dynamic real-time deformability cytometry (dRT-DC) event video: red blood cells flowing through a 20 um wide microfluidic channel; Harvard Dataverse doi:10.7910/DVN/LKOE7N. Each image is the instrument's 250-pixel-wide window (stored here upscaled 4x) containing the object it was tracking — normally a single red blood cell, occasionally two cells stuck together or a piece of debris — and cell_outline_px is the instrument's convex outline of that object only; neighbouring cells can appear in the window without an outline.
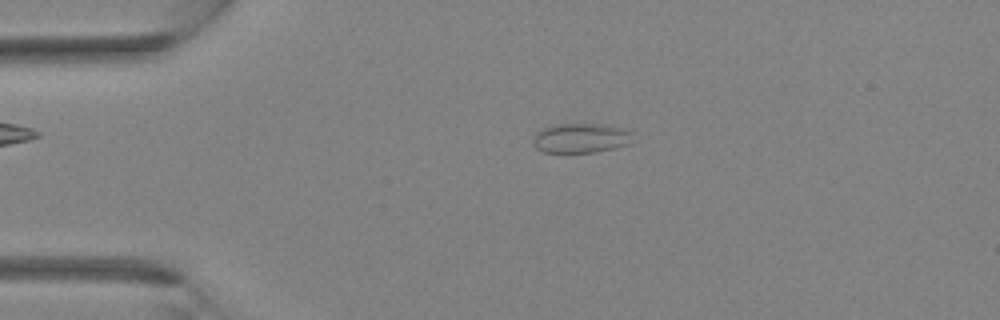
{"species": "Egyptian fruit bat (a non-hibernating species)", "species_latin": "Rousettus aegyptiacus", "temperature_condition": "room temperature", "stored_images_in_passage": 31, "camera_frame_rate_fps": 3000, "um_per_image_px": 0.085, "animal": {"sex": "female"}, "frame": {"image": 1, "passage_image": 2, "time_ms": 0.333, "image_size_px": [1000, 320], "cell_outline_px": [[636, 132], [632, 144], [596, 152], [544, 152], [536, 148], [532, 144], [532, 140], [536, 132], [552, 124], [600, 124], [628, 128]], "centroid_in_image_um": [49.46, 11.73], "position_along_channel_um": 35.5, "area_um2": 17.74}}
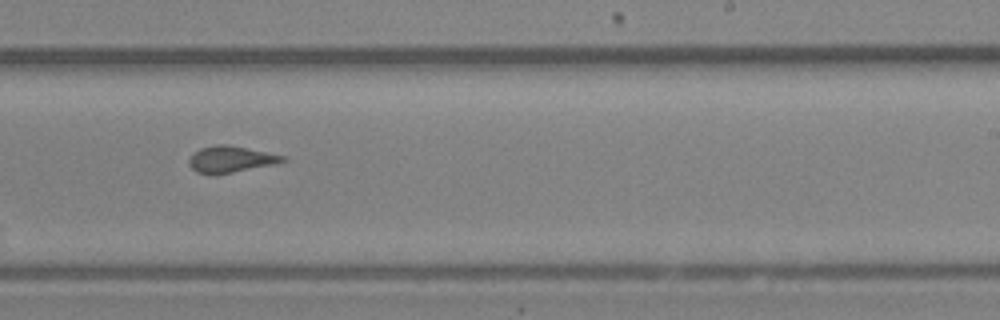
{"frame": {"image": 2, "passage_image": 17, "time_ms": 5.333, "image_size_px": [1000, 320], "cell_outline_px": [[288, 160], [276, 164], [216, 176], [212, 176], [196, 172], [188, 164], [188, 160], [200, 148], [216, 144], [228, 144], [284, 156]], "centroid_in_image_um": [19.6, 13.57], "position_along_channel_um": 269.4, "area_um2": 14.68}}
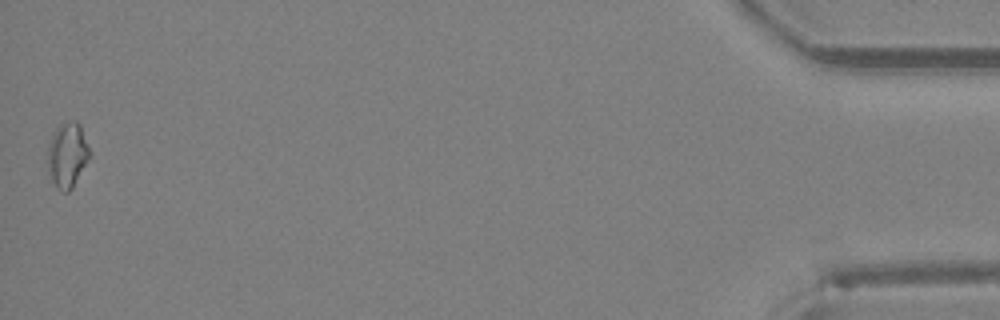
{"frame": {"image": 3, "passage_image": 31, "time_ms": 10.0, "image_size_px": [1000, 320], "cell_outline_px": [[88, 160], [72, 188], [68, 192], [64, 192], [52, 180], [48, 168], [48, 144], [52, 132], [60, 124], [72, 120], [76, 120], [80, 124], [88, 148]], "centroid_in_image_um": [5.7, 13.13], "position_along_channel_um": 429.5, "area_um2": 15.49}}